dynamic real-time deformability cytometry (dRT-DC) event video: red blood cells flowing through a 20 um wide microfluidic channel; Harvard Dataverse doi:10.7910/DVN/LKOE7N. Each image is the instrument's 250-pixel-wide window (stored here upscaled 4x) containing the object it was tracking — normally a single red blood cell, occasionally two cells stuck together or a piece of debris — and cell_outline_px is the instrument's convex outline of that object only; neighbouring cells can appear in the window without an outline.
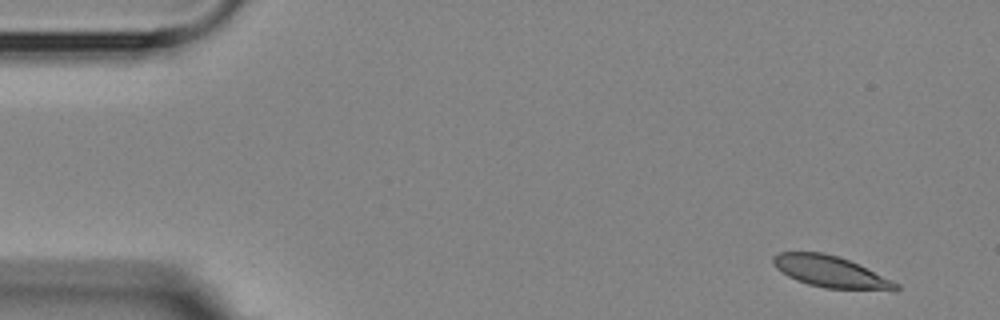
{"species": "Egyptian fruit bat (a non-hibernating species)", "species_latin": "Rousettus aegyptiacus", "temperature_condition": "room temperature", "stored_images_in_passage": 6, "camera_frame_rate_fps": 3000, "um_per_image_px": 0.085, "animal": {"sex": "female"}, "frame": {"image": 1, "passage_image": 1, "time_ms": 0.0, "image_size_px": [1000, 320], "cell_outline_px": [[900, 288], [896, 292], [824, 288], [808, 284], [796, 280], [788, 276], [776, 268], [772, 264], [772, 256], [776, 252], [824, 252], [840, 256], [892, 280], [900, 284]], "centroid_in_image_um": [70.64, 23.12], "position_along_channel_um": 14.4, "area_um2": 23.0}}
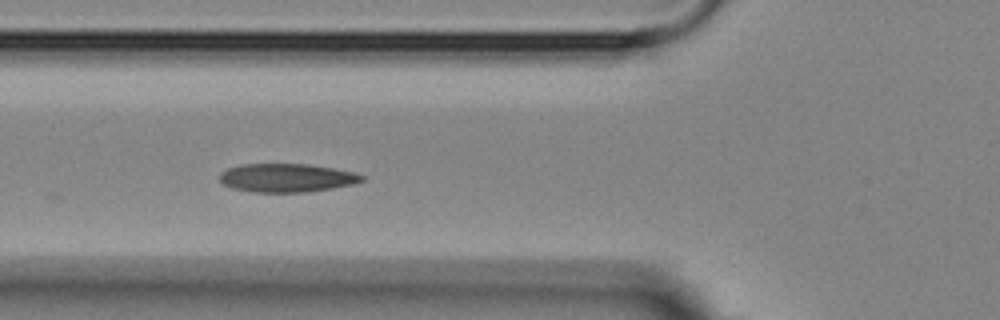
{"frame": {"image": 2, "passage_image": 5, "time_ms": 5.333, "image_size_px": [1000, 320], "cell_outline_px": [[364, 180], [352, 184], [332, 188], [304, 192], [252, 192], [232, 188], [224, 184], [220, 180], [220, 172], [228, 168], [244, 164], [308, 164], [332, 168], [352, 172], [364, 176]], "centroid_in_image_um": [24.34, 15.12], "position_along_channel_um": 101.5, "area_um2": 23.41}}
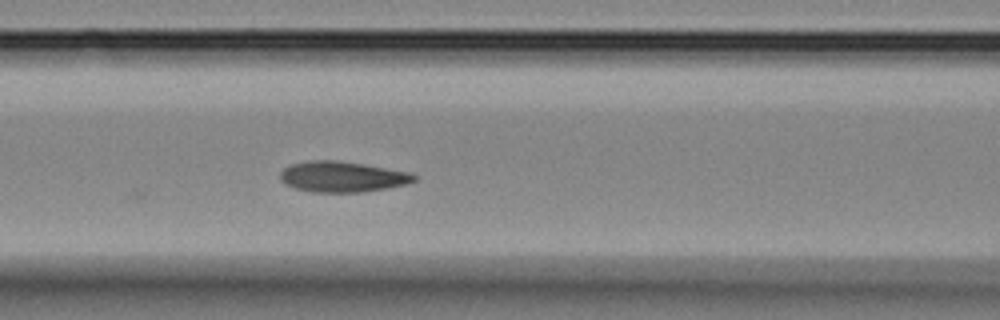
{"frame": {"image": 3, "passage_image": 6, "time_ms": 6.333, "image_size_px": [1000, 320], "cell_outline_px": [[416, 180], [408, 184], [360, 192], [312, 192], [296, 188], [284, 184], [280, 180], [280, 172], [284, 168], [292, 164], [308, 160], [336, 160], [364, 164], [408, 172], [416, 176]], "centroid_in_image_um": [29.06, 15.02], "position_along_channel_um": 137.5, "area_um2": 23.81}}